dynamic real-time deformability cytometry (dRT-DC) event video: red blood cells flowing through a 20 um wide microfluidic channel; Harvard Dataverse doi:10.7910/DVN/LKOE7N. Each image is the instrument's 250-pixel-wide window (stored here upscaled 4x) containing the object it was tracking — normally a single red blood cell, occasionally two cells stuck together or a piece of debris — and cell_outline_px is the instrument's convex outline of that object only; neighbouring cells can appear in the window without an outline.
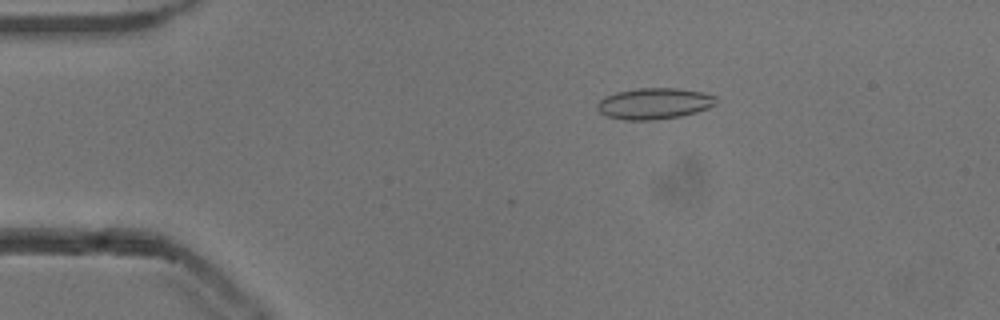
{"species": "common noctule bat (a hibernating species)", "species_latin": "Nyctalus noctula", "temperature_condition": "cold", "stored_images_in_passage": 53, "camera_frame_rate_fps": 3000, "um_per_image_px": 0.085, "animal": {"sex": "male", "body_mass_g": 13.3}, "frame": {"image": 1, "passage_image": 10, "time_ms": 3.0, "image_size_px": [1000, 320], "cell_outline_px": [[716, 104], [708, 108], [696, 112], [680, 116], [652, 120], [624, 120], [608, 116], [600, 112], [596, 108], [596, 104], [604, 96], [616, 92], [636, 88], [676, 88], [700, 92], [716, 96]], "centroid_in_image_um": [55.58, 8.8], "position_along_channel_um": 29.4, "area_um2": 21.56}}
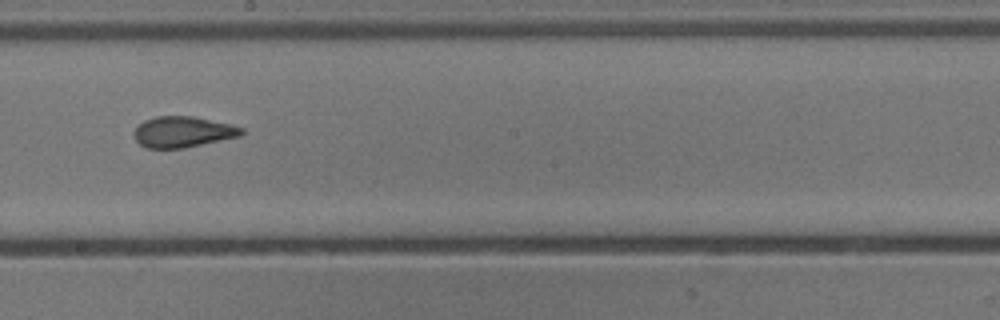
{"frame": {"image": 2, "passage_image": 30, "time_ms": 9.667, "image_size_px": [1000, 320], "cell_outline_px": [[244, 132], [240, 136], [184, 148], [144, 148], [136, 140], [132, 132], [144, 120], [156, 116], [192, 116], [228, 124], [244, 128]], "centroid_in_image_um": [15.51, 11.21], "position_along_channel_um": 232.7, "area_um2": 19.25}}
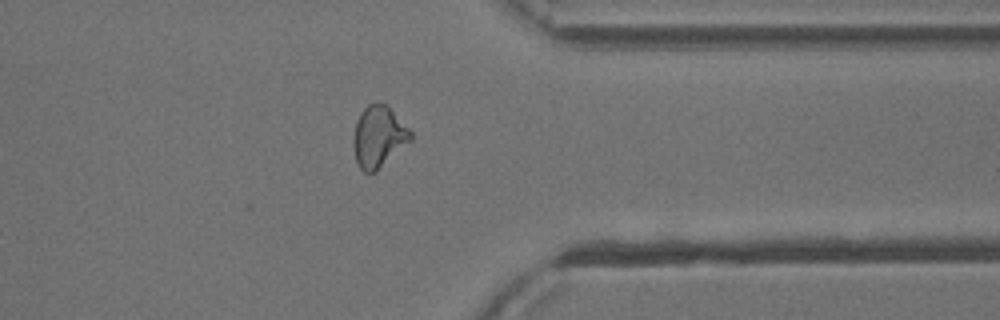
{"frame": {"image": 3, "passage_image": 42, "time_ms": 13.667, "image_size_px": [1000, 320], "cell_outline_px": [[412, 140], [376, 172], [364, 172], [360, 168], [356, 160], [352, 144], [352, 136], [356, 120], [360, 112], [368, 104], [388, 104], [412, 132]], "centroid_in_image_um": [32.17, 11.62], "position_along_channel_um": 379.2, "area_um2": 20.75}, "authors_computed_cell_mechanics": {"area_um2": 20.4612, "velocity_mm_per_s": 3.8649, "shape_relaxation_time_tau1_ms": null, "shape_relaxation_time_tau2_ms": 1.1067, "deformation_change_tau1": null, "deformation_change_tau2": 0.0631}}